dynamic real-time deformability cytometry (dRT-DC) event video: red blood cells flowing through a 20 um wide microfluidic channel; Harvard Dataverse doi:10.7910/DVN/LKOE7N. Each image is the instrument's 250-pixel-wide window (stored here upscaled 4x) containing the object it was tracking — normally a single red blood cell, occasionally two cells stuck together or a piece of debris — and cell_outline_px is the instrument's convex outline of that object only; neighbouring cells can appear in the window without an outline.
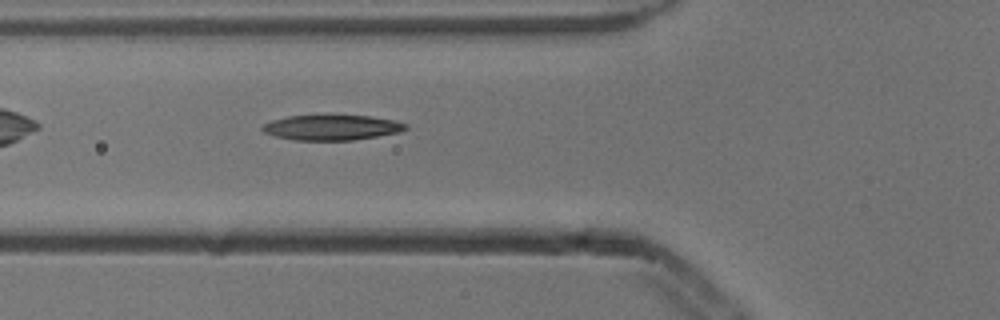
{"species": "common noctule bat (a hibernating species)", "species_latin": "Nyctalus noctula", "temperature_condition": "cold", "stored_images_in_passage": 5, "camera_frame_rate_fps": 3000, "um_per_image_px": 0.085, "animal": {"sex": "male", "body_mass_g": 13.3}, "frame": {"image": 1, "passage_image": 5, "time_ms": 1.333, "image_size_px": [1000, 320], "cell_outline_px": [[408, 128], [400, 132], [352, 140], [296, 140], [276, 136], [264, 132], [260, 128], [264, 124], [272, 120], [288, 116], [372, 116], [392, 120], [408, 124]], "centroid_in_image_um": [28.21, 10.84], "position_along_channel_um": 97.6, "area_um2": 20.75}}